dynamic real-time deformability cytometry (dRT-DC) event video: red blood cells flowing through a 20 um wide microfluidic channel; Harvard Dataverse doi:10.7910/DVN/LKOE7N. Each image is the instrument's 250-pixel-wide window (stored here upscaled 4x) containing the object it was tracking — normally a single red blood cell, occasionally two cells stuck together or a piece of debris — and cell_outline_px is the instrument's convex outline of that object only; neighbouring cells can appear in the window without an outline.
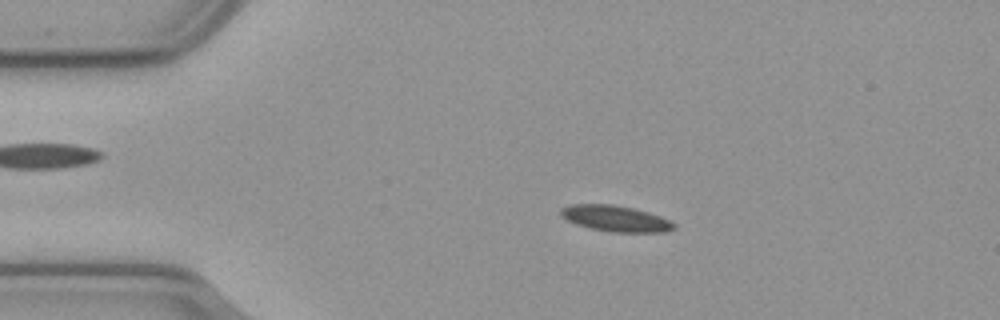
{"species": "common noctule bat (a hibernating species)", "species_latin": "Nyctalus noctula", "temperature_condition": "cold", "stored_images_in_passage": 48, "camera_frame_rate_fps": 3000, "um_per_image_px": 0.085, "animal": {"sex": "male", "body_mass_g": 23.1, "forearm_length_mm": 52.7}, "frame": {"image": 1, "passage_image": 3, "time_ms": 0.667, "image_size_px": [1000, 320], "cell_outline_px": [[676, 228], [664, 232], [612, 232], [592, 228], [576, 224], [560, 216], [560, 208], [572, 204], [612, 204], [632, 208], [648, 212], [660, 216], [676, 224]], "centroid_in_image_um": [52.32, 18.57], "position_along_channel_um": 32.7, "area_um2": 17.05}}
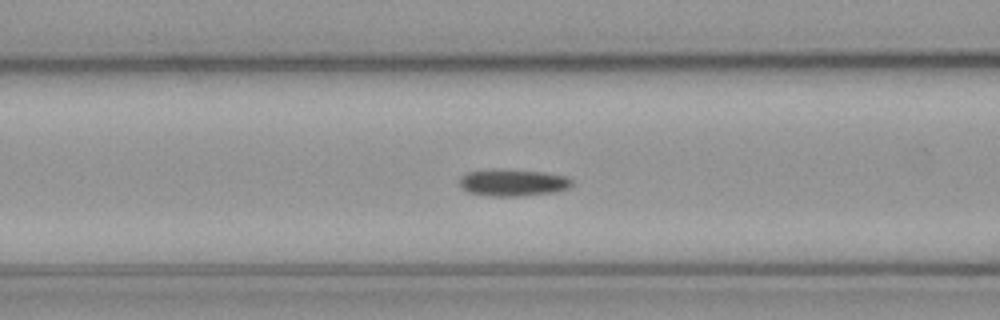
{"frame": {"image": 2, "passage_image": 14, "time_ms": 4.333, "image_size_px": [1000, 320], "cell_outline_px": [[572, 184], [568, 188], [556, 192], [516, 196], [492, 196], [468, 192], [460, 188], [460, 176], [468, 172], [544, 172], [564, 176], [572, 180]], "centroid_in_image_um": [43.62, 15.58], "position_along_channel_um": 123.0, "area_um2": 16.59}}
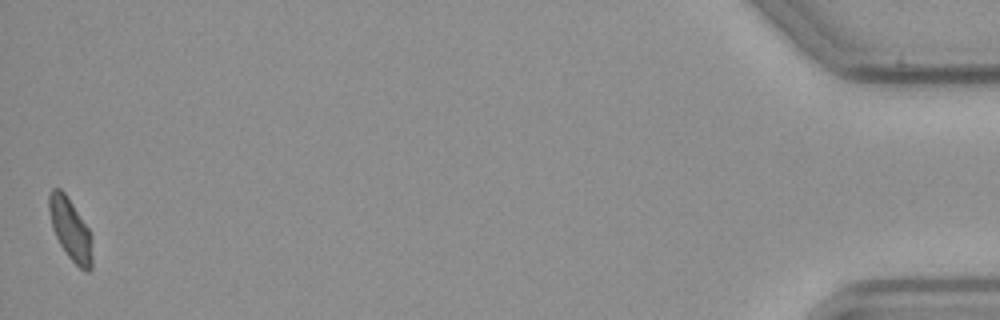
{"frame": {"image": 3, "passage_image": 48, "time_ms": 15.667, "image_size_px": [1000, 320], "cell_outline_px": [[92, 268], [88, 272], [84, 272], [68, 256], [60, 244], [52, 228], [48, 208], [48, 196], [52, 188], [60, 188], [64, 192], [88, 228], [92, 236]], "centroid_in_image_um": [5.99, 19.51], "position_along_channel_um": 429.2, "area_um2": 15.55}}